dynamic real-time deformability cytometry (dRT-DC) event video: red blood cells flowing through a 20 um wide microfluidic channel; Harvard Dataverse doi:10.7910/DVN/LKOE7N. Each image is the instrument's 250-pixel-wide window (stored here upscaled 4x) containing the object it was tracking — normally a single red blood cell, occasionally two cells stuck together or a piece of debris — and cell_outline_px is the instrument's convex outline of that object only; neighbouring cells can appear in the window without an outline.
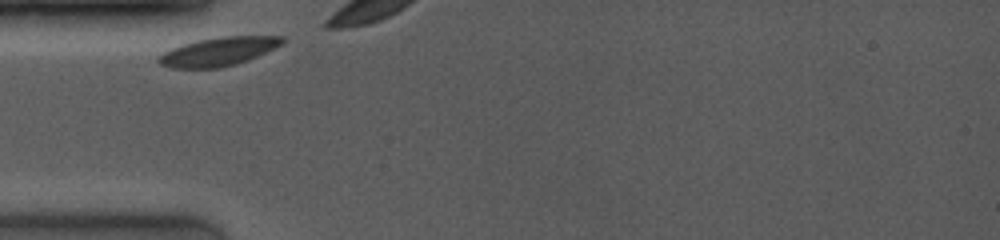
{"species": "common noctule bat (a hibernating species)", "species_latin": "Nyctalus noctula", "temperature_condition": "room temperature", "stored_images_in_passage": 3, "camera_frame_rate_fps": 4000, "um_per_image_px": 0.085, "animal": {"sex": "female", "body_mass_g": 19.0, "forearm_length_mm": 53.3}, "frame": {"image": 1, "passage_image": 1, "time_ms": 0.0, "image_size_px": [1000, 240], "cell_outline_px": [[284, 40], [280, 44], [248, 60], [236, 64], [220, 68], [172, 68], [160, 64], [156, 60], [156, 56], [172, 48], [184, 44], [200, 40], [220, 36], [284, 36]], "centroid_in_image_um": [18.5, 4.39], "position_along_channel_um": 66.5, "area_um2": 20.35}}